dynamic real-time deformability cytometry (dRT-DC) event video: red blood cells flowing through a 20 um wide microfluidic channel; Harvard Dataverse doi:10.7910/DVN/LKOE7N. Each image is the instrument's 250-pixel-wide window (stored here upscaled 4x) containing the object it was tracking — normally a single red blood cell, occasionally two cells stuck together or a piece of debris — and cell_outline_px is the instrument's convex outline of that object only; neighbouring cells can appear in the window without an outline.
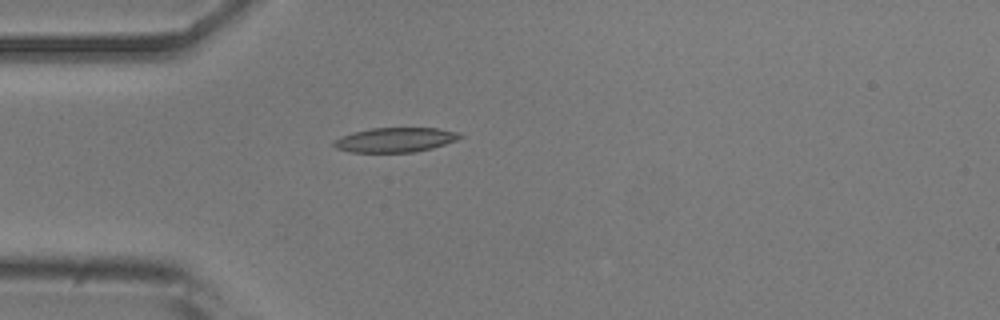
{"species": "common noctule bat (a hibernating species)", "species_latin": "Nyctalus noctula", "temperature_condition": "room temperature", "stored_images_in_passage": 3, "camera_frame_rate_fps": 3000, "um_per_image_px": 0.085, "animal": {"sex": "male", "body_mass_g": 20.5, "forearm_length_mm": 52.5}, "frame": {"image": 1, "passage_image": 3, "time_ms": 0.667, "image_size_px": [1000, 320], "cell_outline_px": [[464, 136], [456, 140], [432, 148], [412, 152], [352, 152], [336, 148], [332, 144], [332, 140], [340, 136], [352, 132], [372, 128], [436, 128], [460, 132]], "centroid_in_image_um": [33.57, 11.88], "position_along_channel_um": 51.4, "area_um2": 18.09}}